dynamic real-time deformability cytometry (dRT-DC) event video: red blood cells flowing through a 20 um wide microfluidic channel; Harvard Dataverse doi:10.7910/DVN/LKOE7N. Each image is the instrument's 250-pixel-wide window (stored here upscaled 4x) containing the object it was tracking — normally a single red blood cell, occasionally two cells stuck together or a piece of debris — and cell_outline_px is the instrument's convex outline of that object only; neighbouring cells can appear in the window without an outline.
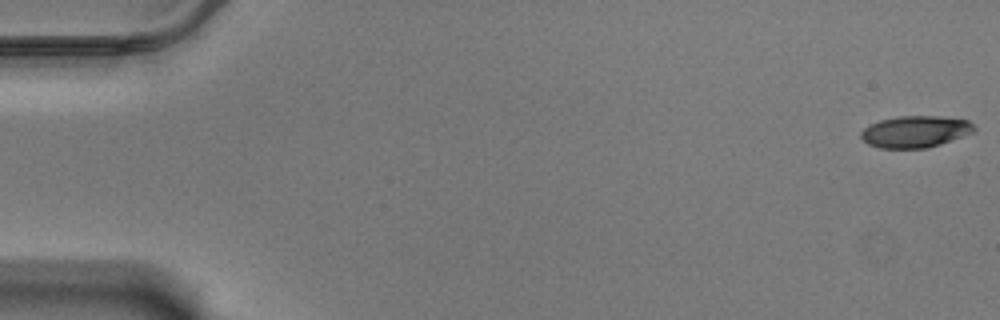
{"species": "Egyptian fruit bat (a non-hibernating species)", "species_latin": "Rousettus aegyptiacus", "temperature_condition": "warm", "stored_images_in_passage": 59, "camera_frame_rate_fps": 3000, "um_per_image_px": 0.085, "animal": {"sex": "male"}, "frame": {"image": 1, "passage_image": 1, "time_ms": 0.0, "image_size_px": [1000, 320], "cell_outline_px": [[976, 128], [972, 132], [940, 144], [924, 148], [880, 148], [868, 144], [860, 136], [860, 132], [864, 128], [880, 120], [900, 116], [940, 116], [968, 120]], "centroid_in_image_um": [77.78, 11.18], "position_along_channel_um": 7.2, "area_um2": 20.63}}
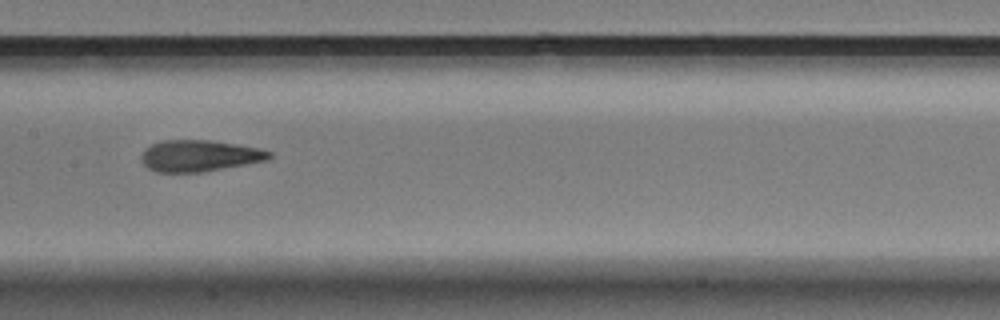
{"frame": {"image": 2, "passage_image": 30, "time_ms": 9.667, "image_size_px": [1000, 320], "cell_outline_px": [[272, 156], [268, 160], [204, 172], [156, 172], [148, 168], [140, 160], [140, 156], [144, 148], [152, 144], [164, 140], [208, 140], [236, 144], [256, 148], [272, 152]], "centroid_in_image_um": [16.92, 13.25], "position_along_channel_um": 190.5, "area_um2": 23.47}}
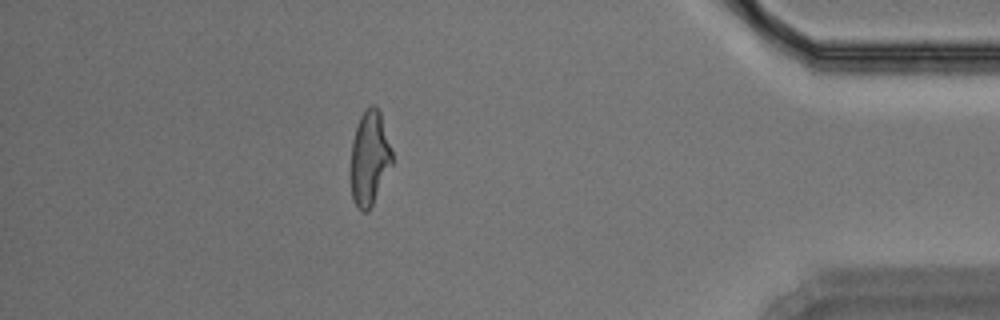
{"frame": {"image": 3, "passage_image": 52, "time_ms": 17.0, "image_size_px": [1000, 320], "cell_outline_px": [[392, 164], [368, 212], [360, 212], [356, 208], [352, 196], [352, 140], [360, 116], [372, 104], [376, 104], [380, 112], [392, 148]], "centroid_in_image_um": [31.42, 13.44], "position_along_channel_um": 403.8, "area_um2": 22.43}, "authors_computed_cell_mechanics": {"area_um2": 23.1778, "velocity_mm_per_s": 3.4756, "shape_relaxation_time_tau1_ms": 3.8595, "shape_relaxation_time_tau2_ms": 2.0546, "deformation_change_tau1": 0.1999, "deformation_change_tau2": 0.1194}}